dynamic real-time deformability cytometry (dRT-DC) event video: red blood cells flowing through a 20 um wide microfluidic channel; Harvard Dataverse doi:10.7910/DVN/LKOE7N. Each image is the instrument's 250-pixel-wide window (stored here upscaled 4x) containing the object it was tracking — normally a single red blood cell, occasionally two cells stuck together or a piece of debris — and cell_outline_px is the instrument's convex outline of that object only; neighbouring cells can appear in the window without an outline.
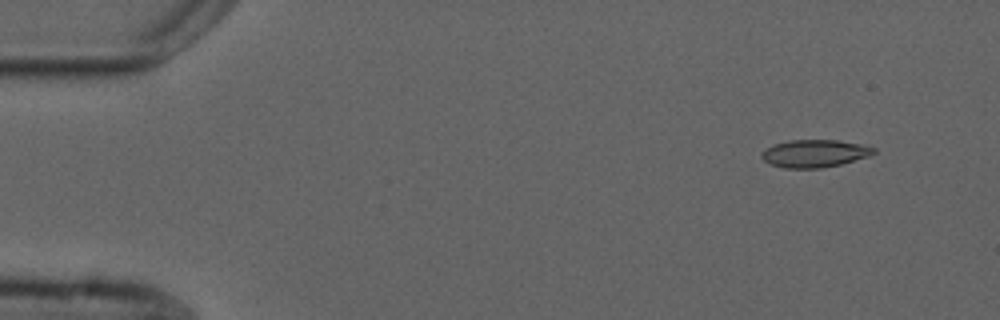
{"species": "common noctule bat (a hibernating species)", "species_latin": "Nyctalus noctula", "temperature_condition": "cold", "stored_images_in_passage": 5, "camera_frame_rate_fps": 3000, "um_per_image_px": 0.085, "animal": {"sex": "male", "forearm_length_mm": 52.5}, "frame": {"image": 1, "passage_image": 2, "time_ms": 1.333, "image_size_px": [1000, 320], "cell_outline_px": [[876, 152], [868, 156], [840, 164], [820, 168], [784, 168], [772, 164], [764, 160], [760, 156], [760, 152], [772, 144], [788, 140], [840, 140], [860, 144], [876, 148]], "centroid_in_image_um": [69.21, 13.03], "position_along_channel_um": 15.8, "area_um2": 18.03}}
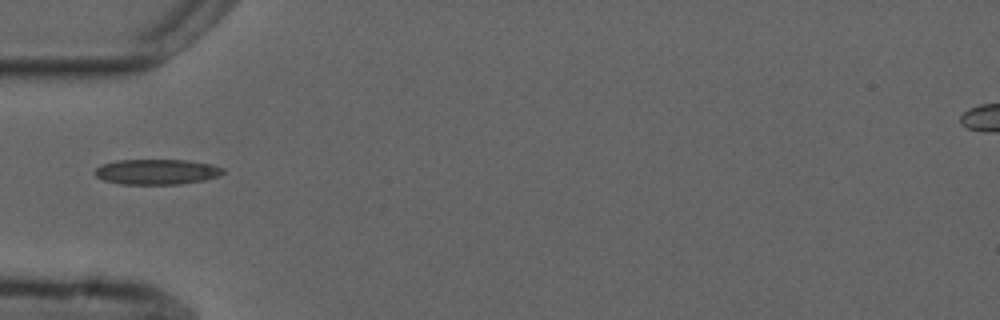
{"frame": {"image": 2, "passage_image": 5, "time_ms": 5.667, "image_size_px": [1000, 320], "cell_outline_px": [[224, 172], [220, 176], [204, 180], [180, 184], [120, 184], [104, 180], [96, 176], [92, 172], [100, 164], [116, 160], [188, 160], [212, 164], [224, 168]], "centroid_in_image_um": [13.31, 14.6], "position_along_channel_um": 71.7, "area_um2": 19.13}}